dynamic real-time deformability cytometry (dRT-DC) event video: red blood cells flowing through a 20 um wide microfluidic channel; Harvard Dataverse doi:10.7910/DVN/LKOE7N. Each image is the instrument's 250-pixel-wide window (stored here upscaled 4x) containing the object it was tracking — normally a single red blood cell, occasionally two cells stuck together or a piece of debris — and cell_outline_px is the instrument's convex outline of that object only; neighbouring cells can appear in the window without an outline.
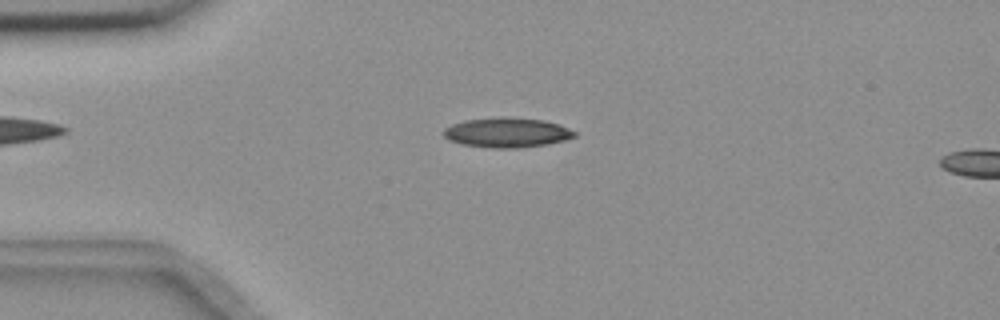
{"species": "common noctule bat (a hibernating species)", "species_latin": "Nyctalus noctula", "temperature_condition": "room temperature", "stored_images_in_passage": 3, "camera_frame_rate_fps": 3000, "um_per_image_px": 0.085, "animal": {"sex": "female", "body_mass_g": 18.4}, "frame": {"image": 1, "passage_image": 2, "time_ms": 0.333, "image_size_px": [1000, 320], "cell_outline_px": [[576, 136], [564, 140], [548, 144], [516, 148], [492, 148], [460, 144], [448, 140], [444, 136], [444, 128], [452, 124], [464, 120], [544, 120], [560, 124], [576, 132]], "centroid_in_image_um": [43.09, 11.32], "position_along_channel_um": 41.9, "area_um2": 21.73}}